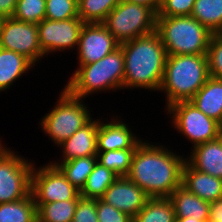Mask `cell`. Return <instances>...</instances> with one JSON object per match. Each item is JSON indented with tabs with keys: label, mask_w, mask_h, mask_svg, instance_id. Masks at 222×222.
<instances>
[{
	"label": "cell",
	"mask_w": 222,
	"mask_h": 222,
	"mask_svg": "<svg viewBox=\"0 0 222 222\" xmlns=\"http://www.w3.org/2000/svg\"><path fill=\"white\" fill-rule=\"evenodd\" d=\"M181 185L210 203L222 197V179L194 169L187 161L182 168Z\"/></svg>",
	"instance_id": "18"
},
{
	"label": "cell",
	"mask_w": 222,
	"mask_h": 222,
	"mask_svg": "<svg viewBox=\"0 0 222 222\" xmlns=\"http://www.w3.org/2000/svg\"><path fill=\"white\" fill-rule=\"evenodd\" d=\"M175 222H206V221H199L191 217H188V218L176 217Z\"/></svg>",
	"instance_id": "39"
},
{
	"label": "cell",
	"mask_w": 222,
	"mask_h": 222,
	"mask_svg": "<svg viewBox=\"0 0 222 222\" xmlns=\"http://www.w3.org/2000/svg\"><path fill=\"white\" fill-rule=\"evenodd\" d=\"M136 222H175V210L169 198H150L133 218Z\"/></svg>",
	"instance_id": "26"
},
{
	"label": "cell",
	"mask_w": 222,
	"mask_h": 222,
	"mask_svg": "<svg viewBox=\"0 0 222 222\" xmlns=\"http://www.w3.org/2000/svg\"><path fill=\"white\" fill-rule=\"evenodd\" d=\"M186 161L196 170L222 179V139L198 144L189 150Z\"/></svg>",
	"instance_id": "17"
},
{
	"label": "cell",
	"mask_w": 222,
	"mask_h": 222,
	"mask_svg": "<svg viewBox=\"0 0 222 222\" xmlns=\"http://www.w3.org/2000/svg\"><path fill=\"white\" fill-rule=\"evenodd\" d=\"M124 64V54L119 47L99 61L78 66L64 88L71 95L82 99L101 92L116 93L123 89Z\"/></svg>",
	"instance_id": "4"
},
{
	"label": "cell",
	"mask_w": 222,
	"mask_h": 222,
	"mask_svg": "<svg viewBox=\"0 0 222 222\" xmlns=\"http://www.w3.org/2000/svg\"><path fill=\"white\" fill-rule=\"evenodd\" d=\"M8 147L6 143L0 138V154Z\"/></svg>",
	"instance_id": "40"
},
{
	"label": "cell",
	"mask_w": 222,
	"mask_h": 222,
	"mask_svg": "<svg viewBox=\"0 0 222 222\" xmlns=\"http://www.w3.org/2000/svg\"><path fill=\"white\" fill-rule=\"evenodd\" d=\"M171 127L194 146L220 137V123L208 117L190 101L172 104L166 110Z\"/></svg>",
	"instance_id": "8"
},
{
	"label": "cell",
	"mask_w": 222,
	"mask_h": 222,
	"mask_svg": "<svg viewBox=\"0 0 222 222\" xmlns=\"http://www.w3.org/2000/svg\"><path fill=\"white\" fill-rule=\"evenodd\" d=\"M35 65L17 52L0 48V94L7 92L14 82L35 69Z\"/></svg>",
	"instance_id": "19"
},
{
	"label": "cell",
	"mask_w": 222,
	"mask_h": 222,
	"mask_svg": "<svg viewBox=\"0 0 222 222\" xmlns=\"http://www.w3.org/2000/svg\"><path fill=\"white\" fill-rule=\"evenodd\" d=\"M34 163L11 147L0 154V203L15 202L31 194Z\"/></svg>",
	"instance_id": "9"
},
{
	"label": "cell",
	"mask_w": 222,
	"mask_h": 222,
	"mask_svg": "<svg viewBox=\"0 0 222 222\" xmlns=\"http://www.w3.org/2000/svg\"><path fill=\"white\" fill-rule=\"evenodd\" d=\"M46 0H17L12 18L39 24L46 17Z\"/></svg>",
	"instance_id": "30"
},
{
	"label": "cell",
	"mask_w": 222,
	"mask_h": 222,
	"mask_svg": "<svg viewBox=\"0 0 222 222\" xmlns=\"http://www.w3.org/2000/svg\"><path fill=\"white\" fill-rule=\"evenodd\" d=\"M169 199L173 203L176 217H191L199 221L209 222L210 202L202 200L182 185L173 191Z\"/></svg>",
	"instance_id": "20"
},
{
	"label": "cell",
	"mask_w": 222,
	"mask_h": 222,
	"mask_svg": "<svg viewBox=\"0 0 222 222\" xmlns=\"http://www.w3.org/2000/svg\"><path fill=\"white\" fill-rule=\"evenodd\" d=\"M84 22L80 18L52 21L44 19L37 24L38 40L45 57L64 51H76Z\"/></svg>",
	"instance_id": "12"
},
{
	"label": "cell",
	"mask_w": 222,
	"mask_h": 222,
	"mask_svg": "<svg viewBox=\"0 0 222 222\" xmlns=\"http://www.w3.org/2000/svg\"><path fill=\"white\" fill-rule=\"evenodd\" d=\"M208 117L222 122V80L209 77L190 100Z\"/></svg>",
	"instance_id": "21"
},
{
	"label": "cell",
	"mask_w": 222,
	"mask_h": 222,
	"mask_svg": "<svg viewBox=\"0 0 222 222\" xmlns=\"http://www.w3.org/2000/svg\"><path fill=\"white\" fill-rule=\"evenodd\" d=\"M162 143L142 140L136 147L127 177L150 198H169L181 185L186 156Z\"/></svg>",
	"instance_id": "1"
},
{
	"label": "cell",
	"mask_w": 222,
	"mask_h": 222,
	"mask_svg": "<svg viewBox=\"0 0 222 222\" xmlns=\"http://www.w3.org/2000/svg\"><path fill=\"white\" fill-rule=\"evenodd\" d=\"M61 90L55 105L50 108L52 110L39 119L40 130L56 147L88 124L94 116L86 99L71 95L64 87Z\"/></svg>",
	"instance_id": "6"
},
{
	"label": "cell",
	"mask_w": 222,
	"mask_h": 222,
	"mask_svg": "<svg viewBox=\"0 0 222 222\" xmlns=\"http://www.w3.org/2000/svg\"><path fill=\"white\" fill-rule=\"evenodd\" d=\"M0 48L25 56L35 66L44 59L39 45L37 24L18 21L12 17L2 21Z\"/></svg>",
	"instance_id": "11"
},
{
	"label": "cell",
	"mask_w": 222,
	"mask_h": 222,
	"mask_svg": "<svg viewBox=\"0 0 222 222\" xmlns=\"http://www.w3.org/2000/svg\"><path fill=\"white\" fill-rule=\"evenodd\" d=\"M112 170L96 162L93 171L87 177L86 183L80 191L84 198L100 199L108 187L118 178Z\"/></svg>",
	"instance_id": "24"
},
{
	"label": "cell",
	"mask_w": 222,
	"mask_h": 222,
	"mask_svg": "<svg viewBox=\"0 0 222 222\" xmlns=\"http://www.w3.org/2000/svg\"><path fill=\"white\" fill-rule=\"evenodd\" d=\"M220 137L222 139V122L220 123Z\"/></svg>",
	"instance_id": "41"
},
{
	"label": "cell",
	"mask_w": 222,
	"mask_h": 222,
	"mask_svg": "<svg viewBox=\"0 0 222 222\" xmlns=\"http://www.w3.org/2000/svg\"><path fill=\"white\" fill-rule=\"evenodd\" d=\"M45 19L57 21L78 17L77 0H46Z\"/></svg>",
	"instance_id": "31"
},
{
	"label": "cell",
	"mask_w": 222,
	"mask_h": 222,
	"mask_svg": "<svg viewBox=\"0 0 222 222\" xmlns=\"http://www.w3.org/2000/svg\"><path fill=\"white\" fill-rule=\"evenodd\" d=\"M207 54L167 55L158 92H164L165 110L174 103L190 101L209 78Z\"/></svg>",
	"instance_id": "3"
},
{
	"label": "cell",
	"mask_w": 222,
	"mask_h": 222,
	"mask_svg": "<svg viewBox=\"0 0 222 222\" xmlns=\"http://www.w3.org/2000/svg\"><path fill=\"white\" fill-rule=\"evenodd\" d=\"M37 222H72L78 200L35 203Z\"/></svg>",
	"instance_id": "27"
},
{
	"label": "cell",
	"mask_w": 222,
	"mask_h": 222,
	"mask_svg": "<svg viewBox=\"0 0 222 222\" xmlns=\"http://www.w3.org/2000/svg\"><path fill=\"white\" fill-rule=\"evenodd\" d=\"M125 1L151 7L157 14L161 5V0H125Z\"/></svg>",
	"instance_id": "38"
},
{
	"label": "cell",
	"mask_w": 222,
	"mask_h": 222,
	"mask_svg": "<svg viewBox=\"0 0 222 222\" xmlns=\"http://www.w3.org/2000/svg\"><path fill=\"white\" fill-rule=\"evenodd\" d=\"M3 19H4V18L0 15V29H1V25H2Z\"/></svg>",
	"instance_id": "42"
},
{
	"label": "cell",
	"mask_w": 222,
	"mask_h": 222,
	"mask_svg": "<svg viewBox=\"0 0 222 222\" xmlns=\"http://www.w3.org/2000/svg\"><path fill=\"white\" fill-rule=\"evenodd\" d=\"M195 0H161L157 16H188L191 15Z\"/></svg>",
	"instance_id": "33"
},
{
	"label": "cell",
	"mask_w": 222,
	"mask_h": 222,
	"mask_svg": "<svg viewBox=\"0 0 222 222\" xmlns=\"http://www.w3.org/2000/svg\"><path fill=\"white\" fill-rule=\"evenodd\" d=\"M111 118H99L97 134V152H106L119 149H136L144 139L137 136L132 127L120 115ZM106 119V121H105ZM111 120V121H110Z\"/></svg>",
	"instance_id": "14"
},
{
	"label": "cell",
	"mask_w": 222,
	"mask_h": 222,
	"mask_svg": "<svg viewBox=\"0 0 222 222\" xmlns=\"http://www.w3.org/2000/svg\"><path fill=\"white\" fill-rule=\"evenodd\" d=\"M120 43L103 23H84L75 54L78 65L99 61L118 49Z\"/></svg>",
	"instance_id": "13"
},
{
	"label": "cell",
	"mask_w": 222,
	"mask_h": 222,
	"mask_svg": "<svg viewBox=\"0 0 222 222\" xmlns=\"http://www.w3.org/2000/svg\"><path fill=\"white\" fill-rule=\"evenodd\" d=\"M135 149H119L97 153V162L120 176H127Z\"/></svg>",
	"instance_id": "29"
},
{
	"label": "cell",
	"mask_w": 222,
	"mask_h": 222,
	"mask_svg": "<svg viewBox=\"0 0 222 222\" xmlns=\"http://www.w3.org/2000/svg\"><path fill=\"white\" fill-rule=\"evenodd\" d=\"M97 155L75 158L66 162H50L57 166L66 179L79 191L84 187L87 177L93 171Z\"/></svg>",
	"instance_id": "22"
},
{
	"label": "cell",
	"mask_w": 222,
	"mask_h": 222,
	"mask_svg": "<svg viewBox=\"0 0 222 222\" xmlns=\"http://www.w3.org/2000/svg\"><path fill=\"white\" fill-rule=\"evenodd\" d=\"M0 222H37V207L32 194L15 202L0 203Z\"/></svg>",
	"instance_id": "23"
},
{
	"label": "cell",
	"mask_w": 222,
	"mask_h": 222,
	"mask_svg": "<svg viewBox=\"0 0 222 222\" xmlns=\"http://www.w3.org/2000/svg\"><path fill=\"white\" fill-rule=\"evenodd\" d=\"M156 31L167 55L207 54L213 34L191 15L157 16Z\"/></svg>",
	"instance_id": "5"
},
{
	"label": "cell",
	"mask_w": 222,
	"mask_h": 222,
	"mask_svg": "<svg viewBox=\"0 0 222 222\" xmlns=\"http://www.w3.org/2000/svg\"><path fill=\"white\" fill-rule=\"evenodd\" d=\"M100 199L134 218L150 197L127 176H120Z\"/></svg>",
	"instance_id": "15"
},
{
	"label": "cell",
	"mask_w": 222,
	"mask_h": 222,
	"mask_svg": "<svg viewBox=\"0 0 222 222\" xmlns=\"http://www.w3.org/2000/svg\"><path fill=\"white\" fill-rule=\"evenodd\" d=\"M209 222H222V197L210 203Z\"/></svg>",
	"instance_id": "36"
},
{
	"label": "cell",
	"mask_w": 222,
	"mask_h": 222,
	"mask_svg": "<svg viewBox=\"0 0 222 222\" xmlns=\"http://www.w3.org/2000/svg\"><path fill=\"white\" fill-rule=\"evenodd\" d=\"M72 222H98L96 199L80 196Z\"/></svg>",
	"instance_id": "35"
},
{
	"label": "cell",
	"mask_w": 222,
	"mask_h": 222,
	"mask_svg": "<svg viewBox=\"0 0 222 222\" xmlns=\"http://www.w3.org/2000/svg\"><path fill=\"white\" fill-rule=\"evenodd\" d=\"M157 15L151 7L120 0L103 24L121 44L155 31Z\"/></svg>",
	"instance_id": "7"
},
{
	"label": "cell",
	"mask_w": 222,
	"mask_h": 222,
	"mask_svg": "<svg viewBox=\"0 0 222 222\" xmlns=\"http://www.w3.org/2000/svg\"><path fill=\"white\" fill-rule=\"evenodd\" d=\"M124 54L123 90L144 89L158 92L167 53L158 32L139 36L119 46Z\"/></svg>",
	"instance_id": "2"
},
{
	"label": "cell",
	"mask_w": 222,
	"mask_h": 222,
	"mask_svg": "<svg viewBox=\"0 0 222 222\" xmlns=\"http://www.w3.org/2000/svg\"><path fill=\"white\" fill-rule=\"evenodd\" d=\"M191 16L212 33L222 32V0H195Z\"/></svg>",
	"instance_id": "25"
},
{
	"label": "cell",
	"mask_w": 222,
	"mask_h": 222,
	"mask_svg": "<svg viewBox=\"0 0 222 222\" xmlns=\"http://www.w3.org/2000/svg\"><path fill=\"white\" fill-rule=\"evenodd\" d=\"M34 167L31 174V194L35 203H50L66 200H78L80 191L77 190L61 172L49 161Z\"/></svg>",
	"instance_id": "10"
},
{
	"label": "cell",
	"mask_w": 222,
	"mask_h": 222,
	"mask_svg": "<svg viewBox=\"0 0 222 222\" xmlns=\"http://www.w3.org/2000/svg\"><path fill=\"white\" fill-rule=\"evenodd\" d=\"M120 0H77L78 17L84 23H103Z\"/></svg>",
	"instance_id": "28"
},
{
	"label": "cell",
	"mask_w": 222,
	"mask_h": 222,
	"mask_svg": "<svg viewBox=\"0 0 222 222\" xmlns=\"http://www.w3.org/2000/svg\"><path fill=\"white\" fill-rule=\"evenodd\" d=\"M98 222H131L132 217L101 199H96Z\"/></svg>",
	"instance_id": "34"
},
{
	"label": "cell",
	"mask_w": 222,
	"mask_h": 222,
	"mask_svg": "<svg viewBox=\"0 0 222 222\" xmlns=\"http://www.w3.org/2000/svg\"><path fill=\"white\" fill-rule=\"evenodd\" d=\"M207 56L209 76L222 80V32L212 34Z\"/></svg>",
	"instance_id": "32"
},
{
	"label": "cell",
	"mask_w": 222,
	"mask_h": 222,
	"mask_svg": "<svg viewBox=\"0 0 222 222\" xmlns=\"http://www.w3.org/2000/svg\"><path fill=\"white\" fill-rule=\"evenodd\" d=\"M98 118L94 117L88 124L58 145L57 148L62 151H60V160L51 159L50 162H66L75 158L97 155Z\"/></svg>",
	"instance_id": "16"
},
{
	"label": "cell",
	"mask_w": 222,
	"mask_h": 222,
	"mask_svg": "<svg viewBox=\"0 0 222 222\" xmlns=\"http://www.w3.org/2000/svg\"><path fill=\"white\" fill-rule=\"evenodd\" d=\"M16 4L17 0H0V15L3 18L12 17Z\"/></svg>",
	"instance_id": "37"
}]
</instances>
